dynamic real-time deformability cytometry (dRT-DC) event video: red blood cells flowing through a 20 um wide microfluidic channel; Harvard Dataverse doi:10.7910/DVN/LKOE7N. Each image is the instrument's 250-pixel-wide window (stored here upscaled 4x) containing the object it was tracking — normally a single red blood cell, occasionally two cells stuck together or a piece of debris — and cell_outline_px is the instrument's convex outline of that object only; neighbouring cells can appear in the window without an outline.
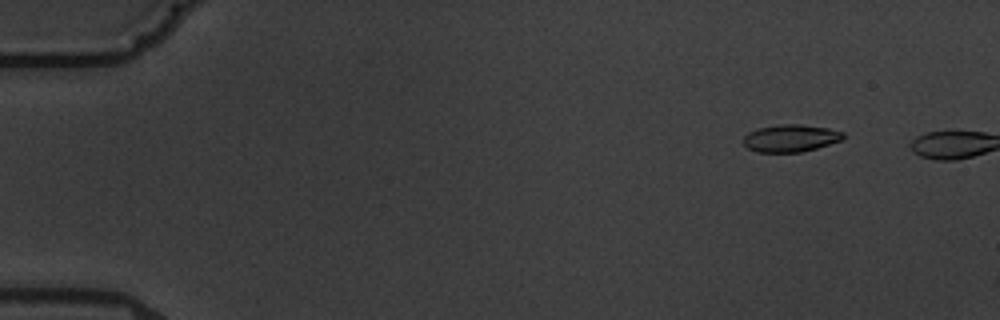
{"species": "common noctule bat (a hibernating species)", "species_latin": "Nyctalus noctula", "temperature_condition": "warm", "stored_images_in_passage": 3, "camera_frame_rate_fps": 3000, "um_per_image_px": 0.085, "animal": {"sex": "male", "body_mass_g": 19.5, "forearm_length_mm": 54.6}, "frame": {"image": 1, "passage_image": 2, "time_ms": 1.333, "image_size_px": [1000, 320], "cell_outline_px": [[844, 140], [816, 148], [800, 152], [756, 152], [748, 148], [744, 144], [744, 136], [748, 132], [756, 128], [780, 124], [800, 124], [828, 128], [844, 132]], "centroid_in_image_um": [67.21, 11.74], "position_along_channel_um": 17.8, "area_um2": 16.01}}